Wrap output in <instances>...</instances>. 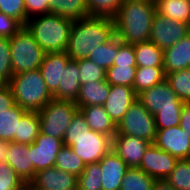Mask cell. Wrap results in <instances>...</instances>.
Listing matches in <instances>:
<instances>
[{"label": "cell", "mask_w": 190, "mask_h": 190, "mask_svg": "<svg viewBox=\"0 0 190 190\" xmlns=\"http://www.w3.org/2000/svg\"><path fill=\"white\" fill-rule=\"evenodd\" d=\"M40 118L38 112H26L20 119L18 135L14 142L26 145L32 144L40 134Z\"/></svg>", "instance_id": "cell-28"}, {"label": "cell", "mask_w": 190, "mask_h": 190, "mask_svg": "<svg viewBox=\"0 0 190 190\" xmlns=\"http://www.w3.org/2000/svg\"><path fill=\"white\" fill-rule=\"evenodd\" d=\"M153 190H174L172 186L164 180H156L154 182Z\"/></svg>", "instance_id": "cell-48"}, {"label": "cell", "mask_w": 190, "mask_h": 190, "mask_svg": "<svg viewBox=\"0 0 190 190\" xmlns=\"http://www.w3.org/2000/svg\"><path fill=\"white\" fill-rule=\"evenodd\" d=\"M22 27L17 19L0 12V37L12 38Z\"/></svg>", "instance_id": "cell-44"}, {"label": "cell", "mask_w": 190, "mask_h": 190, "mask_svg": "<svg viewBox=\"0 0 190 190\" xmlns=\"http://www.w3.org/2000/svg\"><path fill=\"white\" fill-rule=\"evenodd\" d=\"M77 60H70L63 71L62 87L53 95L55 100L76 101L81 81Z\"/></svg>", "instance_id": "cell-23"}, {"label": "cell", "mask_w": 190, "mask_h": 190, "mask_svg": "<svg viewBox=\"0 0 190 190\" xmlns=\"http://www.w3.org/2000/svg\"><path fill=\"white\" fill-rule=\"evenodd\" d=\"M180 118L179 126L184 132L188 133L190 137V102H184Z\"/></svg>", "instance_id": "cell-47"}, {"label": "cell", "mask_w": 190, "mask_h": 190, "mask_svg": "<svg viewBox=\"0 0 190 190\" xmlns=\"http://www.w3.org/2000/svg\"><path fill=\"white\" fill-rule=\"evenodd\" d=\"M114 36L113 18L89 15L73 21L66 52L71 60L87 59L94 49Z\"/></svg>", "instance_id": "cell-1"}, {"label": "cell", "mask_w": 190, "mask_h": 190, "mask_svg": "<svg viewBox=\"0 0 190 190\" xmlns=\"http://www.w3.org/2000/svg\"><path fill=\"white\" fill-rule=\"evenodd\" d=\"M26 112L17 104L0 111V140L14 142L15 136L18 135L20 119Z\"/></svg>", "instance_id": "cell-24"}, {"label": "cell", "mask_w": 190, "mask_h": 190, "mask_svg": "<svg viewBox=\"0 0 190 190\" xmlns=\"http://www.w3.org/2000/svg\"><path fill=\"white\" fill-rule=\"evenodd\" d=\"M26 17L29 19L50 13L48 0H25Z\"/></svg>", "instance_id": "cell-45"}, {"label": "cell", "mask_w": 190, "mask_h": 190, "mask_svg": "<svg viewBox=\"0 0 190 190\" xmlns=\"http://www.w3.org/2000/svg\"><path fill=\"white\" fill-rule=\"evenodd\" d=\"M110 84L105 80L81 84L78 97L75 101L78 109L82 107L103 106L109 97Z\"/></svg>", "instance_id": "cell-22"}, {"label": "cell", "mask_w": 190, "mask_h": 190, "mask_svg": "<svg viewBox=\"0 0 190 190\" xmlns=\"http://www.w3.org/2000/svg\"><path fill=\"white\" fill-rule=\"evenodd\" d=\"M8 84L15 104L28 112H39L54 99L39 69L13 75Z\"/></svg>", "instance_id": "cell-5"}, {"label": "cell", "mask_w": 190, "mask_h": 190, "mask_svg": "<svg viewBox=\"0 0 190 190\" xmlns=\"http://www.w3.org/2000/svg\"><path fill=\"white\" fill-rule=\"evenodd\" d=\"M73 20L47 13L29 19L25 26L45 53L66 52Z\"/></svg>", "instance_id": "cell-4"}, {"label": "cell", "mask_w": 190, "mask_h": 190, "mask_svg": "<svg viewBox=\"0 0 190 190\" xmlns=\"http://www.w3.org/2000/svg\"><path fill=\"white\" fill-rule=\"evenodd\" d=\"M50 13L73 21L89 16L85 0H56L50 4Z\"/></svg>", "instance_id": "cell-27"}, {"label": "cell", "mask_w": 190, "mask_h": 190, "mask_svg": "<svg viewBox=\"0 0 190 190\" xmlns=\"http://www.w3.org/2000/svg\"><path fill=\"white\" fill-rule=\"evenodd\" d=\"M62 140L85 165L98 163L112 148V138L91 130L80 111L72 118Z\"/></svg>", "instance_id": "cell-3"}, {"label": "cell", "mask_w": 190, "mask_h": 190, "mask_svg": "<svg viewBox=\"0 0 190 190\" xmlns=\"http://www.w3.org/2000/svg\"><path fill=\"white\" fill-rule=\"evenodd\" d=\"M190 68V33L163 52L165 74Z\"/></svg>", "instance_id": "cell-20"}, {"label": "cell", "mask_w": 190, "mask_h": 190, "mask_svg": "<svg viewBox=\"0 0 190 190\" xmlns=\"http://www.w3.org/2000/svg\"><path fill=\"white\" fill-rule=\"evenodd\" d=\"M165 180L174 190H190V158L179 159Z\"/></svg>", "instance_id": "cell-34"}, {"label": "cell", "mask_w": 190, "mask_h": 190, "mask_svg": "<svg viewBox=\"0 0 190 190\" xmlns=\"http://www.w3.org/2000/svg\"><path fill=\"white\" fill-rule=\"evenodd\" d=\"M165 80L183 102H190V68L165 74Z\"/></svg>", "instance_id": "cell-33"}, {"label": "cell", "mask_w": 190, "mask_h": 190, "mask_svg": "<svg viewBox=\"0 0 190 190\" xmlns=\"http://www.w3.org/2000/svg\"><path fill=\"white\" fill-rule=\"evenodd\" d=\"M8 85V82L0 76V88L6 87Z\"/></svg>", "instance_id": "cell-51"}, {"label": "cell", "mask_w": 190, "mask_h": 190, "mask_svg": "<svg viewBox=\"0 0 190 190\" xmlns=\"http://www.w3.org/2000/svg\"><path fill=\"white\" fill-rule=\"evenodd\" d=\"M137 66H111L106 70V81L110 85H124L133 88Z\"/></svg>", "instance_id": "cell-35"}, {"label": "cell", "mask_w": 190, "mask_h": 190, "mask_svg": "<svg viewBox=\"0 0 190 190\" xmlns=\"http://www.w3.org/2000/svg\"><path fill=\"white\" fill-rule=\"evenodd\" d=\"M181 110L157 112L154 115L156 130L179 126Z\"/></svg>", "instance_id": "cell-42"}, {"label": "cell", "mask_w": 190, "mask_h": 190, "mask_svg": "<svg viewBox=\"0 0 190 190\" xmlns=\"http://www.w3.org/2000/svg\"><path fill=\"white\" fill-rule=\"evenodd\" d=\"M0 12L17 19L23 26L28 21L25 0H0Z\"/></svg>", "instance_id": "cell-40"}, {"label": "cell", "mask_w": 190, "mask_h": 190, "mask_svg": "<svg viewBox=\"0 0 190 190\" xmlns=\"http://www.w3.org/2000/svg\"><path fill=\"white\" fill-rule=\"evenodd\" d=\"M154 144L178 160L190 158V137L180 126L157 130Z\"/></svg>", "instance_id": "cell-13"}, {"label": "cell", "mask_w": 190, "mask_h": 190, "mask_svg": "<svg viewBox=\"0 0 190 190\" xmlns=\"http://www.w3.org/2000/svg\"><path fill=\"white\" fill-rule=\"evenodd\" d=\"M79 67V77L81 84H86L89 82H99L106 79V70L93 61L87 59L77 60Z\"/></svg>", "instance_id": "cell-38"}, {"label": "cell", "mask_w": 190, "mask_h": 190, "mask_svg": "<svg viewBox=\"0 0 190 190\" xmlns=\"http://www.w3.org/2000/svg\"><path fill=\"white\" fill-rule=\"evenodd\" d=\"M155 13V1H125L113 18L115 35L130 45L148 41Z\"/></svg>", "instance_id": "cell-2"}, {"label": "cell", "mask_w": 190, "mask_h": 190, "mask_svg": "<svg viewBox=\"0 0 190 190\" xmlns=\"http://www.w3.org/2000/svg\"><path fill=\"white\" fill-rule=\"evenodd\" d=\"M24 181L7 164L0 162V190H22Z\"/></svg>", "instance_id": "cell-39"}, {"label": "cell", "mask_w": 190, "mask_h": 190, "mask_svg": "<svg viewBox=\"0 0 190 190\" xmlns=\"http://www.w3.org/2000/svg\"><path fill=\"white\" fill-rule=\"evenodd\" d=\"M15 105V99L9 84L0 88V111L12 108Z\"/></svg>", "instance_id": "cell-46"}, {"label": "cell", "mask_w": 190, "mask_h": 190, "mask_svg": "<svg viewBox=\"0 0 190 190\" xmlns=\"http://www.w3.org/2000/svg\"><path fill=\"white\" fill-rule=\"evenodd\" d=\"M138 100L152 115L162 111L182 110L184 104L165 79L139 93Z\"/></svg>", "instance_id": "cell-10"}, {"label": "cell", "mask_w": 190, "mask_h": 190, "mask_svg": "<svg viewBox=\"0 0 190 190\" xmlns=\"http://www.w3.org/2000/svg\"><path fill=\"white\" fill-rule=\"evenodd\" d=\"M129 65L137 66L134 53V45L122 42L118 48V55L114 59L113 66Z\"/></svg>", "instance_id": "cell-43"}, {"label": "cell", "mask_w": 190, "mask_h": 190, "mask_svg": "<svg viewBox=\"0 0 190 190\" xmlns=\"http://www.w3.org/2000/svg\"><path fill=\"white\" fill-rule=\"evenodd\" d=\"M10 48L13 75L40 68L45 52L26 26L10 38Z\"/></svg>", "instance_id": "cell-6"}, {"label": "cell", "mask_w": 190, "mask_h": 190, "mask_svg": "<svg viewBox=\"0 0 190 190\" xmlns=\"http://www.w3.org/2000/svg\"><path fill=\"white\" fill-rule=\"evenodd\" d=\"M70 60L67 52L45 53L39 70L52 95L58 91V87H62L63 71Z\"/></svg>", "instance_id": "cell-17"}, {"label": "cell", "mask_w": 190, "mask_h": 190, "mask_svg": "<svg viewBox=\"0 0 190 190\" xmlns=\"http://www.w3.org/2000/svg\"><path fill=\"white\" fill-rule=\"evenodd\" d=\"M190 33V24L155 13L149 40L163 51Z\"/></svg>", "instance_id": "cell-9"}, {"label": "cell", "mask_w": 190, "mask_h": 190, "mask_svg": "<svg viewBox=\"0 0 190 190\" xmlns=\"http://www.w3.org/2000/svg\"><path fill=\"white\" fill-rule=\"evenodd\" d=\"M63 146L62 139L54 138L40 132L36 140L30 144L31 163L33 164L34 170L37 172L53 167L56 162L57 153Z\"/></svg>", "instance_id": "cell-12"}, {"label": "cell", "mask_w": 190, "mask_h": 190, "mask_svg": "<svg viewBox=\"0 0 190 190\" xmlns=\"http://www.w3.org/2000/svg\"><path fill=\"white\" fill-rule=\"evenodd\" d=\"M155 118L137 99L116 125V134L145 139L151 143L156 139Z\"/></svg>", "instance_id": "cell-8"}, {"label": "cell", "mask_w": 190, "mask_h": 190, "mask_svg": "<svg viewBox=\"0 0 190 190\" xmlns=\"http://www.w3.org/2000/svg\"><path fill=\"white\" fill-rule=\"evenodd\" d=\"M22 190H39V189L36 188L31 183H24V186H23Z\"/></svg>", "instance_id": "cell-50"}, {"label": "cell", "mask_w": 190, "mask_h": 190, "mask_svg": "<svg viewBox=\"0 0 190 190\" xmlns=\"http://www.w3.org/2000/svg\"><path fill=\"white\" fill-rule=\"evenodd\" d=\"M49 1V3L51 4L53 1H56V0H48Z\"/></svg>", "instance_id": "cell-53"}, {"label": "cell", "mask_w": 190, "mask_h": 190, "mask_svg": "<svg viewBox=\"0 0 190 190\" xmlns=\"http://www.w3.org/2000/svg\"><path fill=\"white\" fill-rule=\"evenodd\" d=\"M151 142L137 137L118 135L112 138L113 150L129 167H138Z\"/></svg>", "instance_id": "cell-15"}, {"label": "cell", "mask_w": 190, "mask_h": 190, "mask_svg": "<svg viewBox=\"0 0 190 190\" xmlns=\"http://www.w3.org/2000/svg\"><path fill=\"white\" fill-rule=\"evenodd\" d=\"M30 183L39 190H78V177L54 166L37 171Z\"/></svg>", "instance_id": "cell-14"}, {"label": "cell", "mask_w": 190, "mask_h": 190, "mask_svg": "<svg viewBox=\"0 0 190 190\" xmlns=\"http://www.w3.org/2000/svg\"><path fill=\"white\" fill-rule=\"evenodd\" d=\"M121 43L122 41L115 35L106 44H100L98 48L94 49L90 53L88 59L107 70L113 66L114 59L118 55V48Z\"/></svg>", "instance_id": "cell-29"}, {"label": "cell", "mask_w": 190, "mask_h": 190, "mask_svg": "<svg viewBox=\"0 0 190 190\" xmlns=\"http://www.w3.org/2000/svg\"><path fill=\"white\" fill-rule=\"evenodd\" d=\"M156 12L174 21L190 24V3L182 0H155Z\"/></svg>", "instance_id": "cell-26"}, {"label": "cell", "mask_w": 190, "mask_h": 190, "mask_svg": "<svg viewBox=\"0 0 190 190\" xmlns=\"http://www.w3.org/2000/svg\"><path fill=\"white\" fill-rule=\"evenodd\" d=\"M89 15L114 18L124 0H85Z\"/></svg>", "instance_id": "cell-37"}, {"label": "cell", "mask_w": 190, "mask_h": 190, "mask_svg": "<svg viewBox=\"0 0 190 190\" xmlns=\"http://www.w3.org/2000/svg\"><path fill=\"white\" fill-rule=\"evenodd\" d=\"M98 163L102 169V190H119L130 167L113 150H110Z\"/></svg>", "instance_id": "cell-19"}, {"label": "cell", "mask_w": 190, "mask_h": 190, "mask_svg": "<svg viewBox=\"0 0 190 190\" xmlns=\"http://www.w3.org/2000/svg\"><path fill=\"white\" fill-rule=\"evenodd\" d=\"M178 159L151 143L137 167L155 180H164L173 171Z\"/></svg>", "instance_id": "cell-11"}, {"label": "cell", "mask_w": 190, "mask_h": 190, "mask_svg": "<svg viewBox=\"0 0 190 190\" xmlns=\"http://www.w3.org/2000/svg\"><path fill=\"white\" fill-rule=\"evenodd\" d=\"M9 142L0 140V162H6Z\"/></svg>", "instance_id": "cell-49"}, {"label": "cell", "mask_w": 190, "mask_h": 190, "mask_svg": "<svg viewBox=\"0 0 190 190\" xmlns=\"http://www.w3.org/2000/svg\"><path fill=\"white\" fill-rule=\"evenodd\" d=\"M125 1H155V0H124Z\"/></svg>", "instance_id": "cell-52"}, {"label": "cell", "mask_w": 190, "mask_h": 190, "mask_svg": "<svg viewBox=\"0 0 190 190\" xmlns=\"http://www.w3.org/2000/svg\"><path fill=\"white\" fill-rule=\"evenodd\" d=\"M138 99L134 88L124 85H110L109 97L103 107L117 125L129 107Z\"/></svg>", "instance_id": "cell-16"}, {"label": "cell", "mask_w": 190, "mask_h": 190, "mask_svg": "<svg viewBox=\"0 0 190 190\" xmlns=\"http://www.w3.org/2000/svg\"><path fill=\"white\" fill-rule=\"evenodd\" d=\"M6 162L24 183H30L34 179L36 171L31 163L30 145L9 142Z\"/></svg>", "instance_id": "cell-18"}, {"label": "cell", "mask_w": 190, "mask_h": 190, "mask_svg": "<svg viewBox=\"0 0 190 190\" xmlns=\"http://www.w3.org/2000/svg\"><path fill=\"white\" fill-rule=\"evenodd\" d=\"M0 76L8 83L13 76L10 38L7 37H0Z\"/></svg>", "instance_id": "cell-41"}, {"label": "cell", "mask_w": 190, "mask_h": 190, "mask_svg": "<svg viewBox=\"0 0 190 190\" xmlns=\"http://www.w3.org/2000/svg\"><path fill=\"white\" fill-rule=\"evenodd\" d=\"M156 180L137 167H130L119 190H153Z\"/></svg>", "instance_id": "cell-31"}, {"label": "cell", "mask_w": 190, "mask_h": 190, "mask_svg": "<svg viewBox=\"0 0 190 190\" xmlns=\"http://www.w3.org/2000/svg\"><path fill=\"white\" fill-rule=\"evenodd\" d=\"M54 167L75 176H80L85 168L84 162L74 153L70 146L64 145L57 153Z\"/></svg>", "instance_id": "cell-32"}, {"label": "cell", "mask_w": 190, "mask_h": 190, "mask_svg": "<svg viewBox=\"0 0 190 190\" xmlns=\"http://www.w3.org/2000/svg\"><path fill=\"white\" fill-rule=\"evenodd\" d=\"M163 50L150 40L134 45L137 67H163Z\"/></svg>", "instance_id": "cell-25"}, {"label": "cell", "mask_w": 190, "mask_h": 190, "mask_svg": "<svg viewBox=\"0 0 190 190\" xmlns=\"http://www.w3.org/2000/svg\"><path fill=\"white\" fill-rule=\"evenodd\" d=\"M78 111L74 101L52 99L38 112L41 133L63 139L72 118Z\"/></svg>", "instance_id": "cell-7"}, {"label": "cell", "mask_w": 190, "mask_h": 190, "mask_svg": "<svg viewBox=\"0 0 190 190\" xmlns=\"http://www.w3.org/2000/svg\"><path fill=\"white\" fill-rule=\"evenodd\" d=\"M79 111L85 117L91 130L106 134L111 138L116 135V124L102 105L82 107Z\"/></svg>", "instance_id": "cell-21"}, {"label": "cell", "mask_w": 190, "mask_h": 190, "mask_svg": "<svg viewBox=\"0 0 190 190\" xmlns=\"http://www.w3.org/2000/svg\"><path fill=\"white\" fill-rule=\"evenodd\" d=\"M101 171L99 163L86 164L78 176V190H102Z\"/></svg>", "instance_id": "cell-36"}, {"label": "cell", "mask_w": 190, "mask_h": 190, "mask_svg": "<svg viewBox=\"0 0 190 190\" xmlns=\"http://www.w3.org/2000/svg\"><path fill=\"white\" fill-rule=\"evenodd\" d=\"M165 79L163 67H137L133 84L134 92L138 95Z\"/></svg>", "instance_id": "cell-30"}]
</instances>
